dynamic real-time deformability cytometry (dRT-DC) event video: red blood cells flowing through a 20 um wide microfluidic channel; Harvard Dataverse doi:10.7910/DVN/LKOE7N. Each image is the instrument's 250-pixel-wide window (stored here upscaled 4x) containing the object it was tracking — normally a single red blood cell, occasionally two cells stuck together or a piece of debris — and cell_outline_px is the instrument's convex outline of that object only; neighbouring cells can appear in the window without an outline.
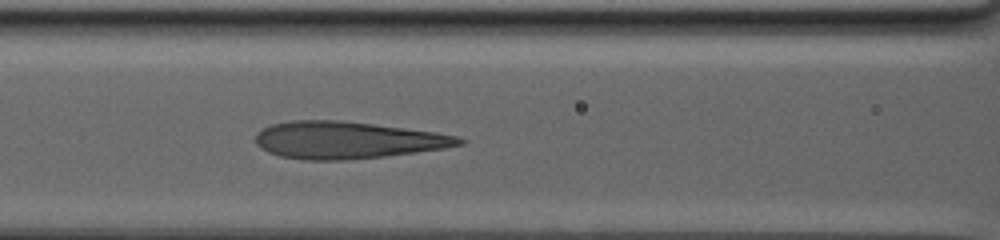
{"species": "human", "species_latin": "Homo sapiens", "temperature_condition": "warm", "stored_images_in_passage": 12, "camera_frame_rate_fps": 3000, "um_per_image_px": 0.085, "donor": {"sex": "male"}, "frame": {"image": 1, "passage_image": 12, "time_ms": 12.0, "image_size_px": [1000, 240], "cell_outline_px": [[468, 140], [464, 144], [444, 148], [416, 152], [384, 156], [344, 160], [304, 160], [280, 156], [268, 152], [260, 148], [256, 144], [256, 132], [272, 124], [292, 120], [344, 120], [436, 132], [456, 136]], "centroid_in_image_um": [29.51, 11.9], "position_along_channel_um": 137.1, "area_um2": 44.1}}